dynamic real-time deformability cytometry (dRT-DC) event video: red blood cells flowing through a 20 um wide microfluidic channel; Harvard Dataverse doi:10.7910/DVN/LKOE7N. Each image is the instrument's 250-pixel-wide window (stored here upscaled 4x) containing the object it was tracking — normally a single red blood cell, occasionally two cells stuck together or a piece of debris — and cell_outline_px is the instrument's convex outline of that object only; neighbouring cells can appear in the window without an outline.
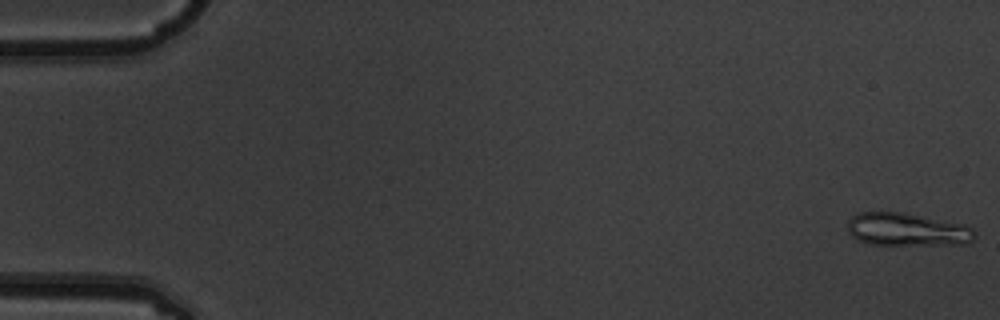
{"species": "common noctule bat (a hibernating species)", "species_latin": "Nyctalus noctula", "temperature_condition": "warm", "stored_images_in_passage": 9, "camera_frame_rate_fps": 3000, "um_per_image_px": 0.085, "animal": {"sex": "male", "body_mass_g": 19.5, "forearm_length_mm": 54.6}, "frame": {"image": 1, "passage_image": 1, "time_ms": 0.0, "image_size_px": [1000, 320], "cell_outline_px": [[976, 236], [968, 244], [868, 244], [856, 240], [848, 232], [848, 220], [852, 216], [860, 212], [904, 212], [964, 224], [972, 228], [976, 232]], "centroid_in_image_um": [77.1, 19.5], "position_along_channel_um": 7.9, "area_um2": 24.51}}
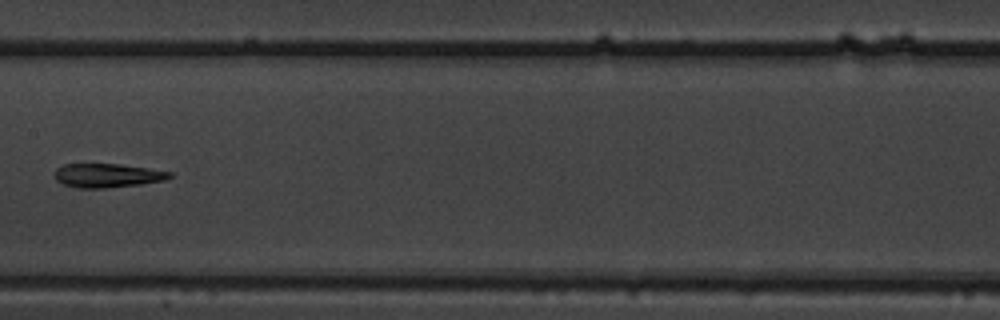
{"frame": {"image": 2, "passage_image": 8, "time_ms": 2.333, "image_size_px": [1000, 320], "cell_outline_px": [[172, 176], [164, 180], [140, 184], [108, 188], [76, 188], [64, 184], [56, 180], [52, 172], [56, 168], [64, 164], [120, 164], [148, 168], [172, 172]], "centroid_in_image_um": [9.08, 14.91], "position_along_channel_um": 198.3, "area_um2": 16.13}}
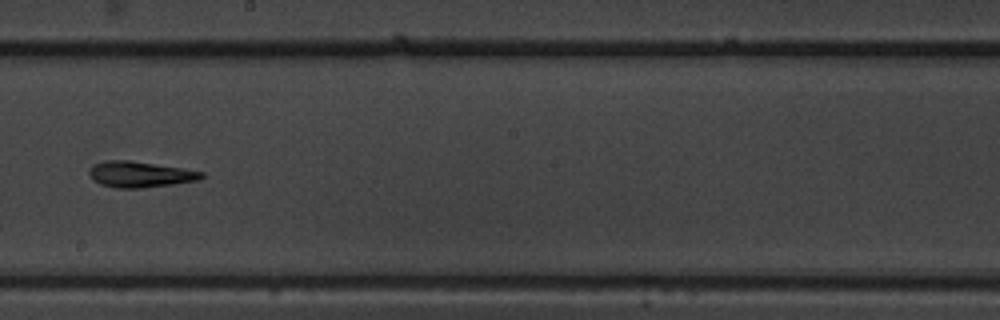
{"frame": {"image": 3, "passage_image": 9, "time_ms": 2.667, "image_size_px": [1000, 320], "cell_outline_px": [[204, 176], [200, 180], [172, 184], [140, 188], [116, 188], [100, 184], [92, 180], [88, 172], [96, 164], [108, 160], [128, 160], [180, 168], [204, 172]], "centroid_in_image_um": [11.9, 14.83], "position_along_channel_um": 236.3, "area_um2": 16.7}}